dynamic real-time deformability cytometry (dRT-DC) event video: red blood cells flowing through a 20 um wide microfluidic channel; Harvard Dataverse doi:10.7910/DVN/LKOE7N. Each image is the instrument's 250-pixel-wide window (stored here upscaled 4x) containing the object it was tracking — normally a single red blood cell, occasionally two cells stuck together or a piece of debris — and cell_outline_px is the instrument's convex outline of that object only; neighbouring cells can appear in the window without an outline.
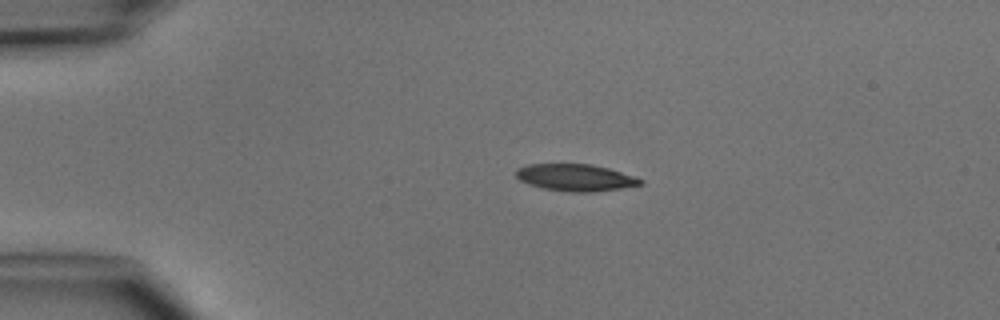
{"species": "common noctule bat (a hibernating species)", "species_latin": "Nyctalus noctula", "temperature_condition": "cold", "stored_images_in_passage": 2, "camera_frame_rate_fps": 3000, "um_per_image_px": 0.085, "animal": {"sex": "male", "body_mass_g": 15.6}, "frame": {"image": 1, "passage_image": 1, "time_ms": 0.0, "image_size_px": [1000, 320], "cell_outline_px": [[644, 184], [620, 188], [592, 192], [568, 192], [544, 188], [528, 184], [520, 180], [516, 176], [516, 168], [528, 164], [592, 164], [608, 168], [644, 180]], "centroid_in_image_um": [48.89, 15.09], "position_along_channel_um": 36.1, "area_um2": 19.42}}